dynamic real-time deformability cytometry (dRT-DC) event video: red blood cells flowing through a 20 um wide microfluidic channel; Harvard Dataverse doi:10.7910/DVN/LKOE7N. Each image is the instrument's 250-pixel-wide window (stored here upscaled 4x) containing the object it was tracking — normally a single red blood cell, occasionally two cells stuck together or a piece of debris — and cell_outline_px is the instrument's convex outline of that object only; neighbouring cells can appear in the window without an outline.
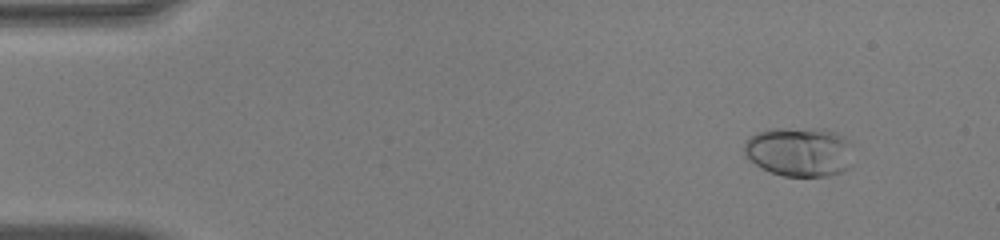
{"species": "human", "species_latin": "Homo sapiens", "temperature_condition": "warm", "stored_images_in_passage": 49, "camera_frame_rate_fps": 3000, "um_per_image_px": 0.085, "donor": {"sex": "male"}, "frame": {"image": 1, "passage_image": 3, "time_ms": 0.667, "image_size_px": [1000, 240], "cell_outline_px": [[852, 144], [848, 168], [840, 172], [828, 176], [784, 176], [760, 168], [744, 152], [744, 144], [748, 136], [756, 132], [768, 128], [820, 128], [836, 132], [844, 136]], "centroid_in_image_um": [67.93, 12.87], "position_along_channel_um": 17.1, "area_um2": 31.67}}
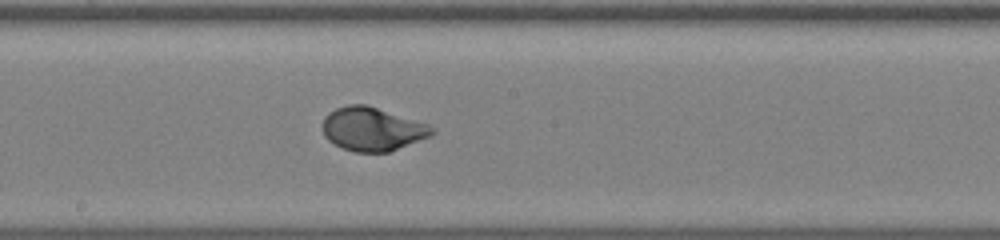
{"frame": {"image": 2, "passage_image": 26, "time_ms": 8.333, "image_size_px": [1000, 240], "cell_outline_px": [[436, 132], [432, 136], [388, 152], [356, 152], [344, 148], [328, 140], [324, 136], [320, 124], [324, 116], [328, 112], [336, 108], [348, 104], [368, 104], [428, 124], [436, 128]], "centroid_in_image_um": [31.64, 10.95], "position_along_channel_um": 216.6, "area_um2": 28.15}}
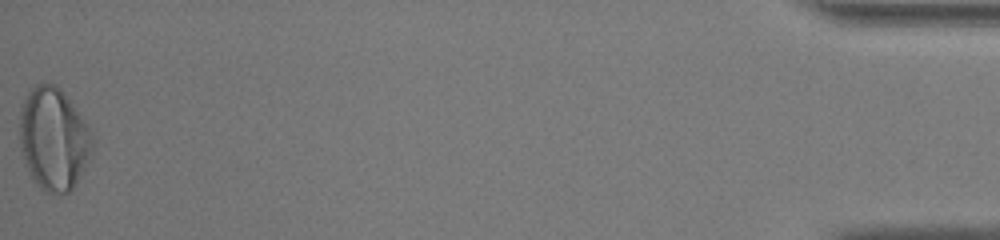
{"frame": {"image": 3, "passage_image": 49, "time_ms": 16.0, "image_size_px": [1000, 240], "cell_outline_px": [[92, 152], [76, 184], [68, 192], [48, 192], [40, 188], [32, 180], [20, 148], [20, 104], [28, 92], [36, 84], [56, 84], [64, 92], [88, 124], [92, 136]], "centroid_in_image_um": [4.55, 11.78], "position_along_channel_um": 430.7, "area_um2": 43.41}, "authors_computed_cell_mechanics": {"area_um2": 27.9752, "velocity_mm_per_s": 4.0645, "shape_relaxation_time_tau1_ms": 3.3403, "shape_relaxation_time_tau2_ms": null, "deformation_change_tau1": 0.1975, "deformation_change_tau2": null}}